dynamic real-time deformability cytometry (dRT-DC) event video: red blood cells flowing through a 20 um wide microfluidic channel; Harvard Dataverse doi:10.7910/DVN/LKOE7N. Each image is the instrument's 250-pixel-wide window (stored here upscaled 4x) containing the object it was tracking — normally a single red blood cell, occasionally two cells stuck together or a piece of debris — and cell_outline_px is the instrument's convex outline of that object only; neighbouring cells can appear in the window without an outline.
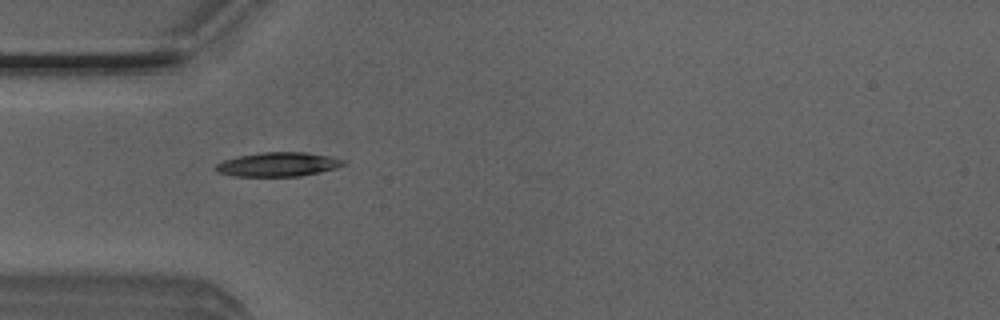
{"species": "Egyptian fruit bat (a non-hibernating species)", "species_latin": "Rousettus aegyptiacus", "temperature_condition": "room temperature", "stored_images_in_passage": 6, "camera_frame_rate_fps": 3000, "um_per_image_px": 0.085, "animal": {"sex": "male"}, "frame": {"image": 1, "passage_image": 5, "time_ms": 1.333, "image_size_px": [1000, 320], "cell_outline_px": [[348, 164], [336, 168], [320, 172], [300, 176], [236, 176], [216, 172], [212, 168], [216, 164], [224, 160], [240, 156], [260, 152], [304, 152], [332, 156], [348, 160]], "centroid_in_image_um": [23.69, 13.97], "position_along_channel_um": 61.3, "area_um2": 18.21}}